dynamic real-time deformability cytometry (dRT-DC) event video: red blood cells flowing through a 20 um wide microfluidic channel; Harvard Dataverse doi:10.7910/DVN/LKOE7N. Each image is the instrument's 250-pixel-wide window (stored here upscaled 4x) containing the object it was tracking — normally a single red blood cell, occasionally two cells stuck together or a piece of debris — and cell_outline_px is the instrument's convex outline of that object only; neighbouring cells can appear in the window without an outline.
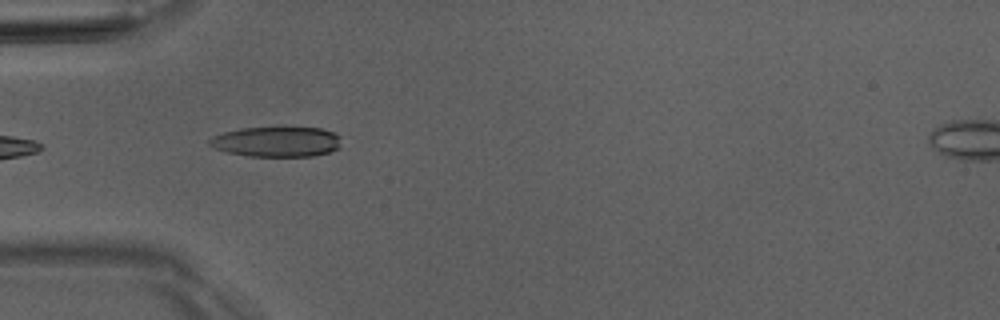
{"species": "Egyptian fruit bat (a non-hibernating species)", "species_latin": "Rousettus aegyptiacus", "temperature_condition": "room temperature", "stored_images_in_passage": 7, "camera_frame_rate_fps": 3000, "um_per_image_px": 0.085, "animal": {"sex": "male"}, "frame": {"image": 1, "passage_image": 5, "time_ms": 4.333, "image_size_px": [1000, 320], "cell_outline_px": [[340, 148], [328, 152], [312, 156], [248, 156], [228, 152], [212, 148], [208, 144], [208, 140], [212, 136], [224, 132], [240, 128], [320, 128], [332, 132], [340, 136]], "centroid_in_image_um": [23.48, 12.05], "position_along_channel_um": 61.5, "area_um2": 23.12}}
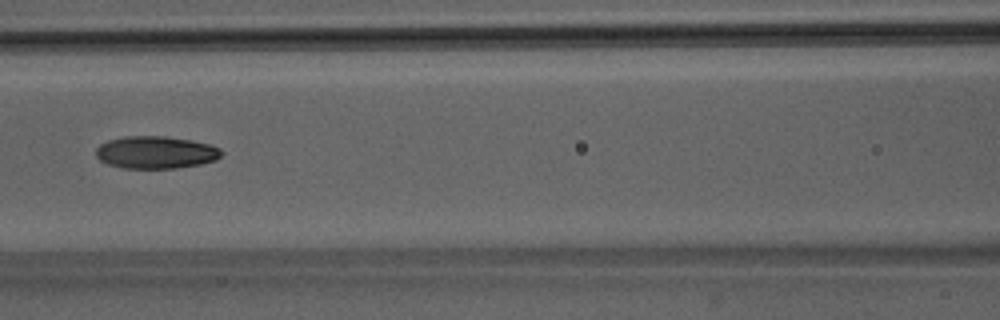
{"frame": {"image": 2, "passage_image": 7, "time_ms": 6.667, "image_size_px": [1000, 320], "cell_outline_px": [[224, 152], [216, 160], [200, 164], [176, 168], [124, 168], [108, 164], [100, 160], [96, 156], [96, 148], [100, 144], [108, 140], [124, 136], [164, 136], [192, 140], [208, 144], [220, 148]], "centroid_in_image_um": [13.24, 12.95], "position_along_channel_um": 153.4, "area_um2": 23.76}}